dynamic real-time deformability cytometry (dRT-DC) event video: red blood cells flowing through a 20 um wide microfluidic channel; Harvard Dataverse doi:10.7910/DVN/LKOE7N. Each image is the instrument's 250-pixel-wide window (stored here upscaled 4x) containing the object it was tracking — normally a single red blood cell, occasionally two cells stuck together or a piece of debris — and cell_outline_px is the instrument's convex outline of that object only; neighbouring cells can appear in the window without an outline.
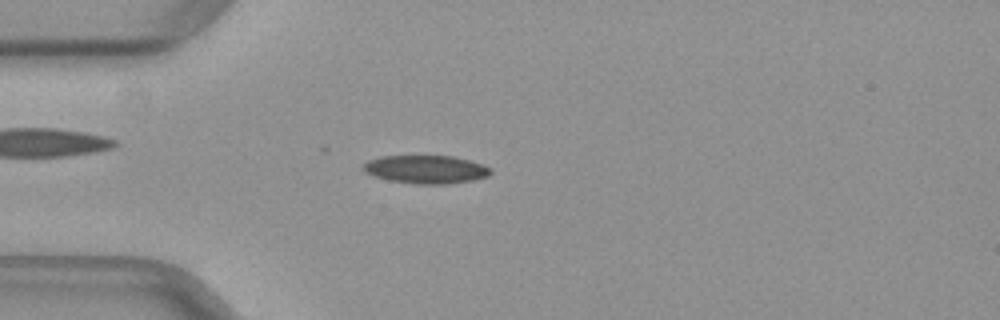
{"species": "common noctule bat (a hibernating species)", "species_latin": "Nyctalus noctula", "temperature_condition": "warm", "stored_images_in_passage": 43, "camera_frame_rate_fps": 3000, "um_per_image_px": 0.085, "animal": {"sex": "female", "body_mass_g": 29.2, "forearm_length_mm": 56.3}, "frame": {"image": 1, "passage_image": 13, "time_ms": 4.0, "image_size_px": [1000, 320], "cell_outline_px": [[492, 172], [488, 176], [472, 180], [448, 184], [416, 184], [388, 180], [364, 172], [360, 168], [368, 160], [380, 156], [452, 156], [468, 160], [492, 168]], "centroid_in_image_um": [36.18, 14.4], "position_along_channel_um": 48.8, "area_um2": 20.92}}